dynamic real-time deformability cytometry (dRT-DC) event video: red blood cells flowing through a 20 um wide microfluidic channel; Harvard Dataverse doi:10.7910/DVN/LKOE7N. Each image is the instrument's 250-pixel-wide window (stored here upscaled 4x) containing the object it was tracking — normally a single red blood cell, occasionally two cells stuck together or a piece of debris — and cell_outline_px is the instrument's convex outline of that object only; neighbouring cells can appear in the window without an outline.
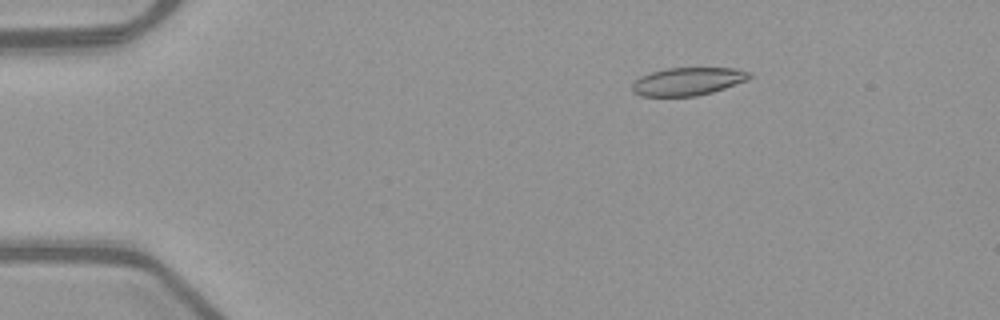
{"species": "common noctule bat (a hibernating species)", "species_latin": "Nyctalus noctula", "temperature_condition": "warm", "stored_images_in_passage": 52, "camera_frame_rate_fps": 3000, "um_per_image_px": 0.085, "animal": {"sex": "female", "body_mass_g": 21.9}, "frame": {"image": 1, "passage_image": 9, "time_ms": 2.667, "image_size_px": [1000, 320], "cell_outline_px": [[752, 76], [748, 80], [712, 92], [696, 96], [640, 96], [632, 92], [632, 84], [640, 76], [652, 72], [668, 68], [732, 68], [752, 72]], "centroid_in_image_um": [58.47, 6.92], "position_along_channel_um": 26.5, "area_um2": 19.07}}
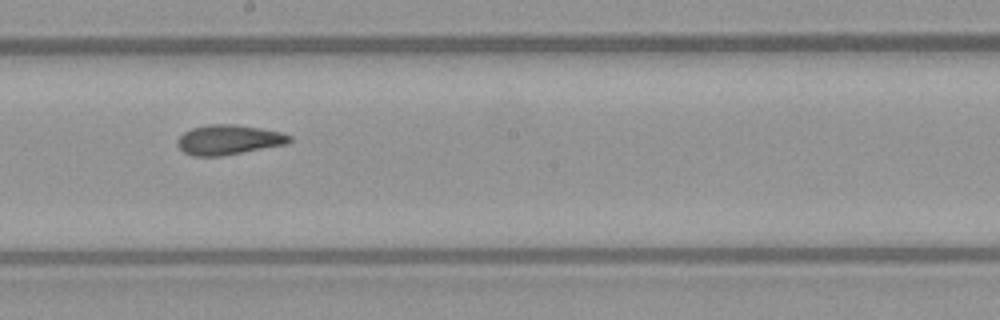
{"frame": {"image": 2, "passage_image": 30, "time_ms": 9.667, "image_size_px": [1000, 320], "cell_outline_px": [[292, 140], [288, 144], [220, 156], [192, 156], [184, 152], [176, 144], [176, 140], [184, 132], [192, 128], [208, 124], [232, 124], [260, 128], [280, 132], [292, 136]], "centroid_in_image_um": [19.43, 11.88], "position_along_channel_um": 228.8, "area_um2": 19.48}}
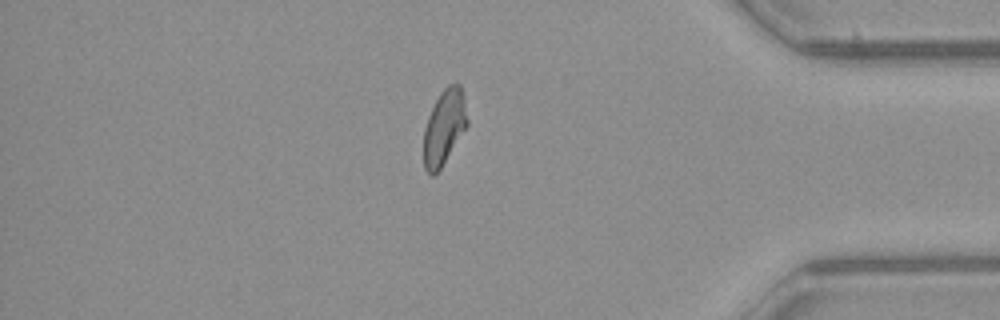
{"frame": {"image": 3, "passage_image": 45, "time_ms": 14.667, "image_size_px": [1000, 320], "cell_outline_px": [[468, 124], [440, 168], [432, 176], [424, 168], [424, 128], [428, 116], [440, 92], [448, 84], [456, 80], [460, 84], [464, 100], [468, 120]], "centroid_in_image_um": [37.75, 10.75], "position_along_channel_um": 397.4, "area_um2": 18.84}, "authors_computed_cell_mechanics": {"area_um2": 19.3052, "velocity_mm_per_s": 3.9854, "shape_relaxation_time_tau1_ms": null, "shape_relaxation_time_tau2_ms": 2.0526, "deformation_change_tau1": null, "deformation_change_tau2": 0.0913}}